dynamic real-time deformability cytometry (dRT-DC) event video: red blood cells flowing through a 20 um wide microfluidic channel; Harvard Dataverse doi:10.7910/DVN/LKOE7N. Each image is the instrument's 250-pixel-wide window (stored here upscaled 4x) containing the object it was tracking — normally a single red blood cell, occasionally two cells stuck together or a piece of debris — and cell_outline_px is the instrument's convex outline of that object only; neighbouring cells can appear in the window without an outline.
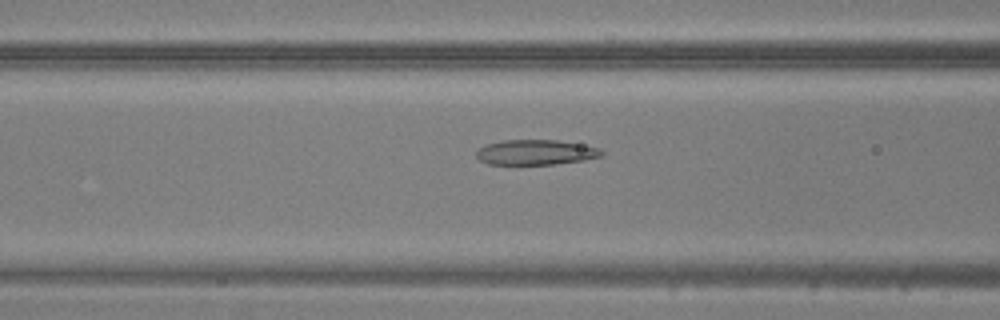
{"species": "common noctule bat (a hibernating species)", "species_latin": "Nyctalus noctula", "temperature_condition": "warm", "stored_images_in_passage": 45, "camera_frame_rate_fps": 3000, "um_per_image_px": 0.085, "animal": {"sex": "male", "body_mass_g": 20.5, "forearm_length_mm": 52.5}, "frame": {"image": 1, "passage_image": 16, "time_ms": 5.0, "image_size_px": [1000, 320], "cell_outline_px": [[604, 156], [584, 160], [556, 164], [488, 164], [480, 160], [476, 156], [476, 148], [488, 144], [504, 140], [556, 140], [600, 148], [604, 152]], "centroid_in_image_um": [45.53, 12.95], "position_along_channel_um": 121.1, "area_um2": 18.32}}
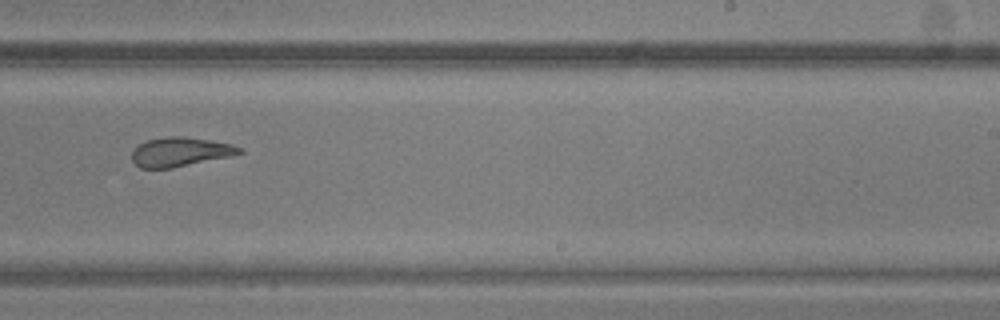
{"frame": {"image": 2, "passage_image": 27, "time_ms": 8.667, "image_size_px": [1000, 320], "cell_outline_px": [[244, 152], [228, 156], [172, 168], [140, 168], [132, 160], [132, 152], [140, 144], [148, 140], [168, 136], [184, 136], [232, 144], [240, 148]], "centroid_in_image_um": [15.29, 12.91], "position_along_channel_um": 273.7, "area_um2": 17.92}}
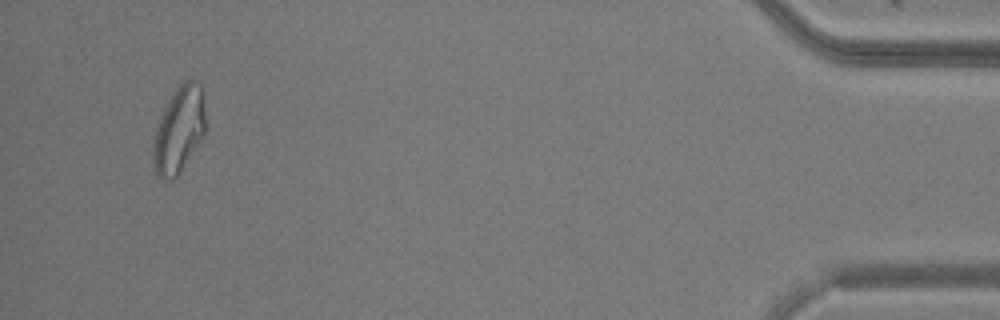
{"frame": {"image": 3, "passage_image": 43, "time_ms": 14.0, "image_size_px": [1000, 320], "cell_outline_px": [[204, 136], [180, 172], [172, 180], [164, 180], [156, 176], [152, 148], [152, 144], [160, 116], [176, 88], [184, 80], [196, 80], [200, 84], [204, 96]], "centroid_in_image_um": [15.21, 11.04], "position_along_channel_um": 420.0, "area_um2": 26.18}}